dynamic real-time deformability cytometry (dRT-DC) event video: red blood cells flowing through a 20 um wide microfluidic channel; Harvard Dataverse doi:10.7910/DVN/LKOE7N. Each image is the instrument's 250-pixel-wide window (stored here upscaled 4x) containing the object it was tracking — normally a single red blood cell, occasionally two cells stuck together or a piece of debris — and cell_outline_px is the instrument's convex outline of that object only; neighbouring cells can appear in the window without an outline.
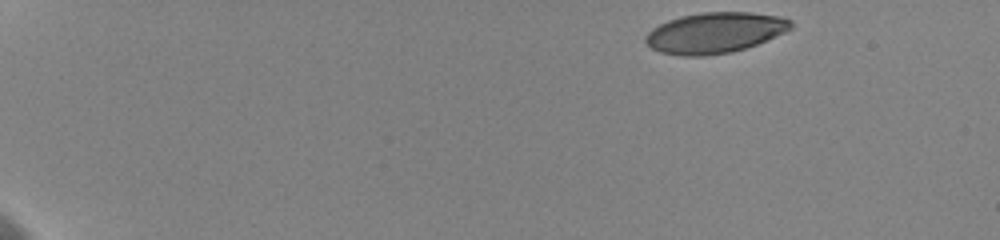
{"species": "human", "species_latin": "Homo sapiens", "temperature_condition": "cold", "stored_images_in_passage": 30, "camera_frame_rate_fps": 3000, "um_per_image_px": 0.085, "donor": {"sex": "female"}, "frame": {"image": 1, "passage_image": 1, "time_ms": 0.0, "image_size_px": [1000, 240], "cell_outline_px": [[792, 28], [784, 32], [756, 44], [732, 52], [704, 56], [684, 56], [660, 52], [652, 48], [644, 40], [644, 36], [652, 28], [668, 20], [680, 16], [704, 12], [752, 12], [780, 16], [792, 20]], "centroid_in_image_um": [60.75, 2.78], "position_along_channel_um": 24.3, "area_um2": 34.39}}
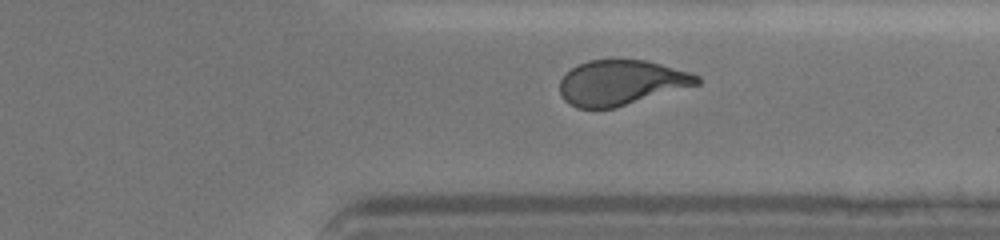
{"frame": {"image": 2, "passage_image": 24, "time_ms": 13.0, "image_size_px": [1000, 240], "cell_outline_px": [[700, 84], [612, 108], [576, 108], [568, 104], [560, 96], [560, 80], [572, 68], [588, 60], [648, 60], [692, 72], [700, 76]], "centroid_in_image_um": [52.81, 7.02], "position_along_channel_um": 358.6, "area_um2": 35.95}}
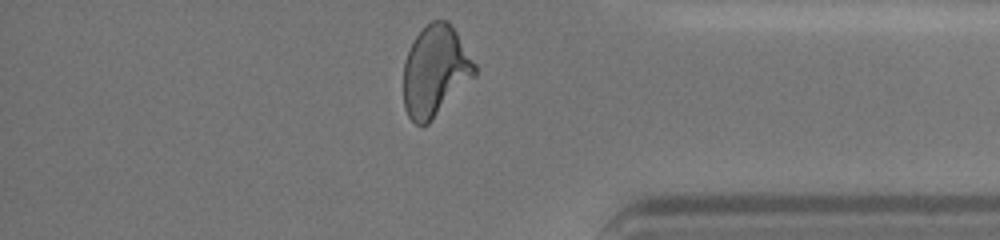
{"frame": {"image": 3, "passage_image": 29, "time_ms": 14.333, "image_size_px": [1000, 240], "cell_outline_px": [[476, 76], [428, 124], [416, 124], [408, 116], [404, 108], [404, 64], [408, 52], [416, 36], [432, 20], [448, 20], [456, 32], [476, 64]], "centroid_in_image_um": [37.01, 6.06], "position_along_channel_um": 398.2, "area_um2": 37.4}, "authors_computed_cell_mechanics": {"area_um2": 36.9631, "velocity_mm_per_s": 3.6365, "shape_relaxation_time_tau1_ms": 4.3589, "shape_relaxation_time_tau2_ms": 1.2153, "deformation_change_tau1": 0.1758, "deformation_change_tau2": 0.0725}}